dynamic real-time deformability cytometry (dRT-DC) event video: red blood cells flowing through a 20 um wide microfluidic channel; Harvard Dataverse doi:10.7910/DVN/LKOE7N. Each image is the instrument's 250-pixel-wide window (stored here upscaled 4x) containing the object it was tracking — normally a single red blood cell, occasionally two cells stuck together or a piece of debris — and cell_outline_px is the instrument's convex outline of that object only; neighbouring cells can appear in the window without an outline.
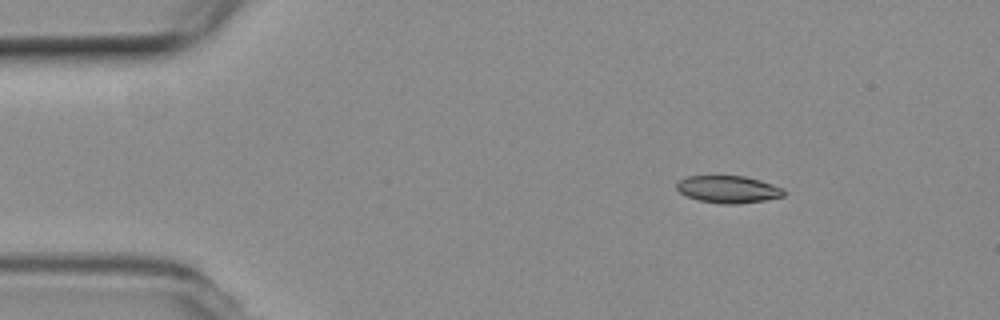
{"species": "common noctule bat (a hibernating species)", "species_latin": "Nyctalus noctula", "temperature_condition": "room temperature", "stored_images_in_passage": 47, "camera_frame_rate_fps": 3000, "um_per_image_px": 0.085, "animal": {"sex": "female", "body_mass_g": 19.3, "forearm_length_mm": 54.1}, "frame": {"image": 1, "passage_image": 1, "time_ms": 0.0, "image_size_px": [1000, 320], "cell_outline_px": [[784, 196], [764, 200], [736, 204], [720, 204], [700, 200], [688, 196], [680, 192], [676, 188], [676, 184], [680, 180], [688, 176], [744, 176], [760, 180], [784, 188]], "centroid_in_image_um": [61.91, 16.09], "position_along_channel_um": 23.1, "area_um2": 16.88}}
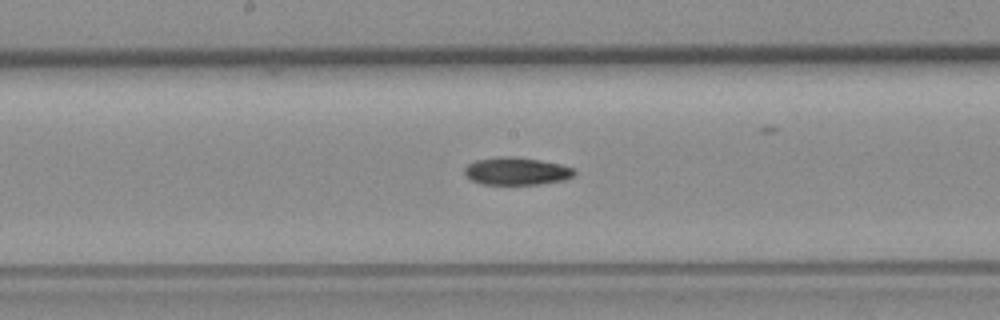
{"frame": {"image": 2, "passage_image": 21, "time_ms": 6.667, "image_size_px": [1000, 320], "cell_outline_px": [[576, 172], [572, 176], [564, 180], [540, 184], [480, 184], [472, 180], [464, 172], [464, 168], [468, 164], [476, 160], [496, 156], [516, 156], [540, 160], [560, 164], [572, 168]], "centroid_in_image_um": [43.89, 14.54], "position_along_channel_um": 204.3, "area_um2": 17.69}}
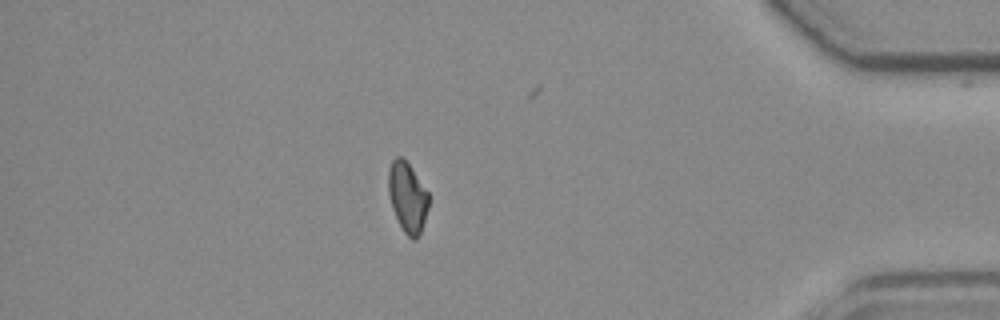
{"frame": {"image": 3, "passage_image": 40, "time_ms": 13.0, "image_size_px": [1000, 320], "cell_outline_px": [[428, 208], [420, 236], [416, 240], [412, 240], [404, 232], [392, 208], [388, 192], [388, 168], [392, 160], [396, 156], [400, 156], [408, 164], [428, 192]], "centroid_in_image_um": [34.63, 16.79], "position_along_channel_um": 400.6, "area_um2": 16.36}, "authors_computed_cell_mechanics": {"area_um2": 17.5134, "velocity_mm_per_s": 3.7971, "shape_relaxation_time_tau1_ms": 7.1121, "shape_relaxation_time_tau2_ms": null, "deformation_change_tau1": 0.1584, "deformation_change_tau2": null}}